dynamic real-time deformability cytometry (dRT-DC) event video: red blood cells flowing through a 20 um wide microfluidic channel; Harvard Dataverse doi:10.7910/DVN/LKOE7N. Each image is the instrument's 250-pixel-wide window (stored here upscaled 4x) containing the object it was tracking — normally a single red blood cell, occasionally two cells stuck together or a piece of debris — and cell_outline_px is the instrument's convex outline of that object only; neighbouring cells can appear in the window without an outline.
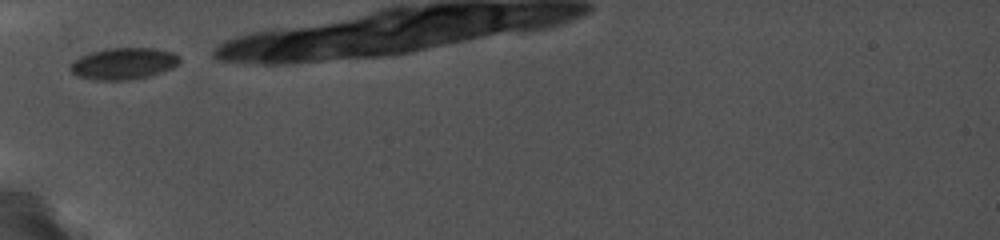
{"species": "common noctule bat (a hibernating species)", "species_latin": "Nyctalus noctula", "temperature_condition": "cold", "stored_images_in_passage": 18, "camera_frame_rate_fps": 5000, "um_per_image_px": 0.085, "animal": {"sex": "female", "body_mass_g": 19.0, "forearm_length_mm": 56.7}, "frame": {"image": 1, "passage_image": 1, "time_ms": 0.0, "image_size_px": [1000, 240], "cell_outline_px": [[180, 60], [176, 64], [168, 68], [144, 76], [124, 80], [100, 80], [80, 76], [72, 72], [72, 60], [80, 56], [92, 52], [108, 48], [156, 48], [172, 52], [180, 56]], "centroid_in_image_um": [10.48, 5.37], "position_along_channel_um": 74.5, "area_um2": 19.42}}